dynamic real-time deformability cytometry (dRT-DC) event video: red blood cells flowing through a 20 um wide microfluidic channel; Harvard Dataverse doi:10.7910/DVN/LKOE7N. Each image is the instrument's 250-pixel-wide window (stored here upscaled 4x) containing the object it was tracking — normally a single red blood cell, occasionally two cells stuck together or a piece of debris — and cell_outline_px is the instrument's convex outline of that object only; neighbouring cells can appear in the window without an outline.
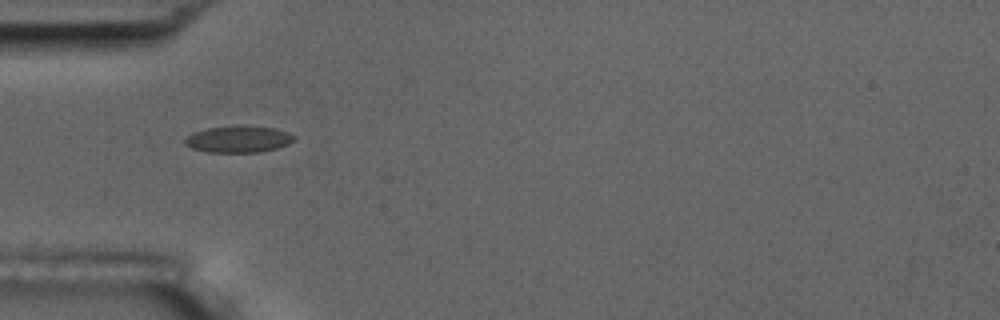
{"species": "common noctule bat (a hibernating species)", "species_latin": "Nyctalus noctula", "temperature_condition": "room temperature", "stored_images_in_passage": 17, "camera_frame_rate_fps": 3000, "um_per_image_px": 0.085, "animal": {"sex": "male", "body_mass_g": 17.5, "forearm_length_mm": 52.3}, "frame": {"image": 1, "passage_image": 6, "time_ms": 5.667, "image_size_px": [1000, 320], "cell_outline_px": [[296, 136], [288, 144], [276, 148], [260, 152], [208, 152], [192, 148], [184, 144], [184, 140], [188, 136], [196, 132], [208, 128], [276, 128], [288, 132]], "centroid_in_image_um": [20.27, 11.87], "position_along_channel_um": 64.7, "area_um2": 16.07}}
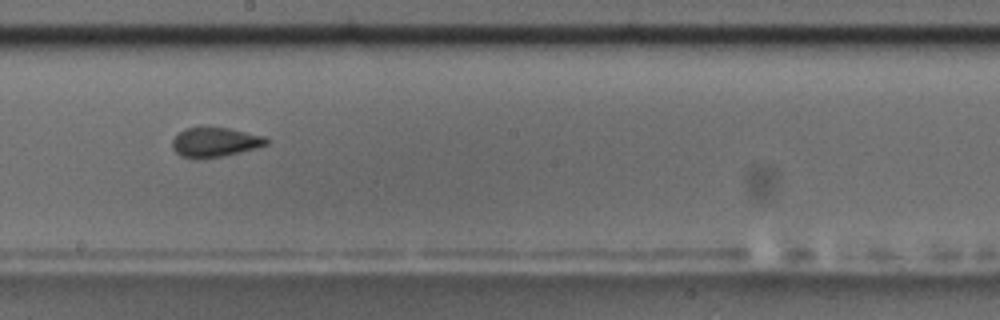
{"frame": {"image": 2, "passage_image": 10, "time_ms": 10.333, "image_size_px": [1000, 320], "cell_outline_px": [[272, 140], [268, 144], [256, 148], [240, 152], [220, 156], [196, 160], [180, 156], [172, 148], [172, 140], [184, 128], [204, 124], [228, 128], [264, 136]], "centroid_in_image_um": [18.25, 12.05], "position_along_channel_um": 230.0, "area_um2": 16.82}}